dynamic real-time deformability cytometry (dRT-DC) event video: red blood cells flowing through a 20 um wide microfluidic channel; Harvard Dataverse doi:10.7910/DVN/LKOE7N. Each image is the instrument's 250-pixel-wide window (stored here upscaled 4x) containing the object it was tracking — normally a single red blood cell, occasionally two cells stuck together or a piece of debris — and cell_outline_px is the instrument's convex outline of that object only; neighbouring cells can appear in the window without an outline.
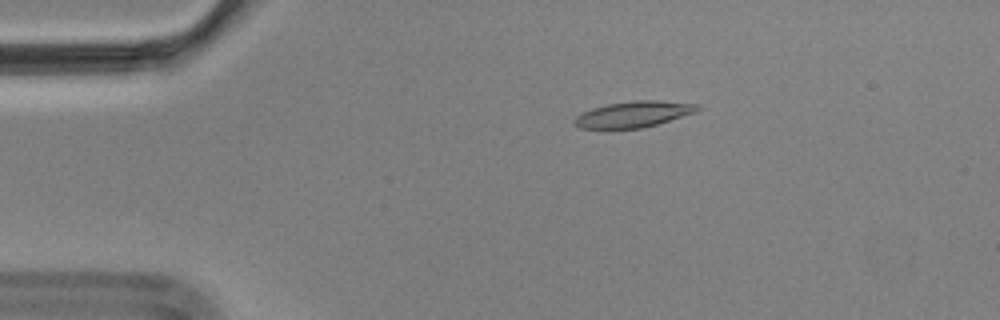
{"species": "Egyptian fruit bat (a non-hibernating species)", "species_latin": "Rousettus aegyptiacus", "temperature_condition": "cold", "stored_images_in_passage": 7, "camera_frame_rate_fps": 3000, "um_per_image_px": 0.085, "animal": {"sex": "male"}, "frame": {"image": 1, "passage_image": 4, "time_ms": 1.0, "image_size_px": [1000, 320], "cell_outline_px": [[700, 108], [696, 112], [656, 124], [640, 128], [580, 128], [572, 124], [572, 120], [576, 116], [592, 108], [608, 104], [632, 100], [660, 100], [700, 104]], "centroid_in_image_um": [53.85, 9.7], "position_along_channel_um": 31.2, "area_um2": 18.61}}
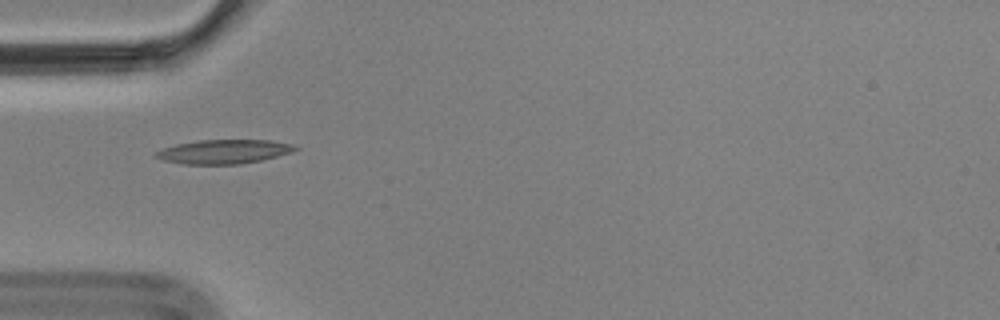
{"frame": {"image": 2, "passage_image": 6, "time_ms": 1.667, "image_size_px": [1000, 320], "cell_outline_px": [[300, 148], [292, 152], [260, 160], [240, 164], [184, 164], [164, 160], [152, 156], [156, 152], [164, 148], [176, 144], [200, 140], [272, 140], [292, 144]], "centroid_in_image_um": [19.03, 12.88], "position_along_channel_um": 66.0, "area_um2": 19.42}}